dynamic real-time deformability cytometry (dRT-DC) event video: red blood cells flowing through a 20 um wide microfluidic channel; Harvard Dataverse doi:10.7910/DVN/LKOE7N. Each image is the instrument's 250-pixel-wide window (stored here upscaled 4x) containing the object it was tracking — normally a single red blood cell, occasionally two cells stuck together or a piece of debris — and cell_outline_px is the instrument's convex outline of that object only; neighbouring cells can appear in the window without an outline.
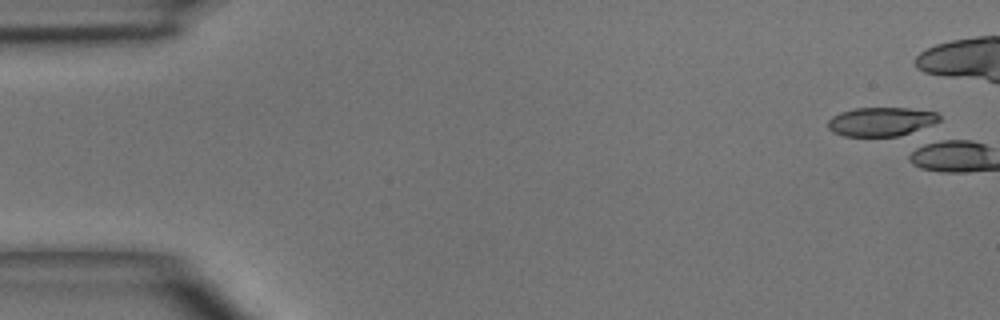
{"species": "common noctule bat (a hibernating species)", "species_latin": "Nyctalus noctula", "temperature_condition": "room temperature", "stored_images_in_passage": 6, "camera_frame_rate_fps": 3000, "um_per_image_px": 0.085, "animal": {"sex": "male", "body_mass_g": 15.6}, "frame": {"image": 1, "passage_image": 1, "time_ms": 0.0, "image_size_px": [1000, 320], "cell_outline_px": [[940, 120], [924, 128], [900, 136], [844, 136], [832, 132], [828, 128], [828, 120], [832, 116], [840, 112], [856, 108], [908, 108], [936, 112], [940, 116]], "centroid_in_image_um": [74.88, 10.34], "position_along_channel_um": 10.1, "area_um2": 18.79}}